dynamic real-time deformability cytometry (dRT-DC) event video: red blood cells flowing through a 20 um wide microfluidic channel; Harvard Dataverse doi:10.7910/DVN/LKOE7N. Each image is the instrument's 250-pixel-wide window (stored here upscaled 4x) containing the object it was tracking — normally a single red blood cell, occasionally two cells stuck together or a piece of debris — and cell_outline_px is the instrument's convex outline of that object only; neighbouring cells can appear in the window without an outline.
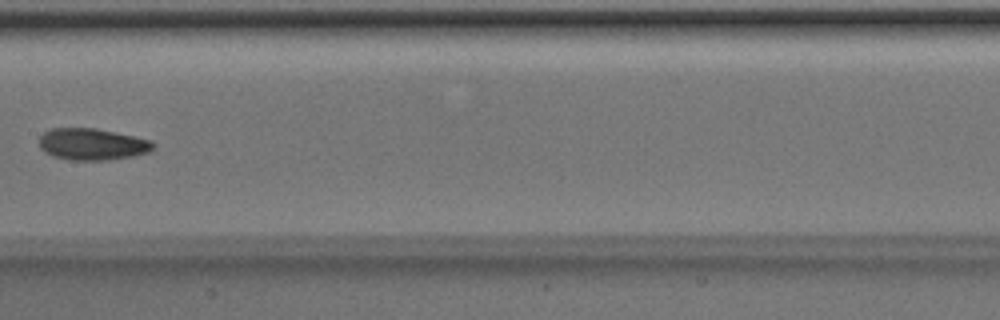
{"species": "Egyptian fruit bat (a non-hibernating species)", "species_latin": "Rousettus aegyptiacus", "temperature_condition": "room temperature", "stored_images_in_passage": 6, "camera_frame_rate_fps": 3000, "um_per_image_px": 0.085, "animal": {"sex": "male"}, "frame": {"image": 1, "passage_image": 6, "time_ms": 1.667, "image_size_px": [1000, 320], "cell_outline_px": [[156, 144], [148, 152], [132, 156], [108, 160], [68, 160], [52, 156], [44, 152], [40, 148], [40, 136], [44, 132], [52, 128], [96, 128], [152, 140]], "centroid_in_image_um": [7.82, 12.26], "position_along_channel_um": 199.6, "area_um2": 21.1}}